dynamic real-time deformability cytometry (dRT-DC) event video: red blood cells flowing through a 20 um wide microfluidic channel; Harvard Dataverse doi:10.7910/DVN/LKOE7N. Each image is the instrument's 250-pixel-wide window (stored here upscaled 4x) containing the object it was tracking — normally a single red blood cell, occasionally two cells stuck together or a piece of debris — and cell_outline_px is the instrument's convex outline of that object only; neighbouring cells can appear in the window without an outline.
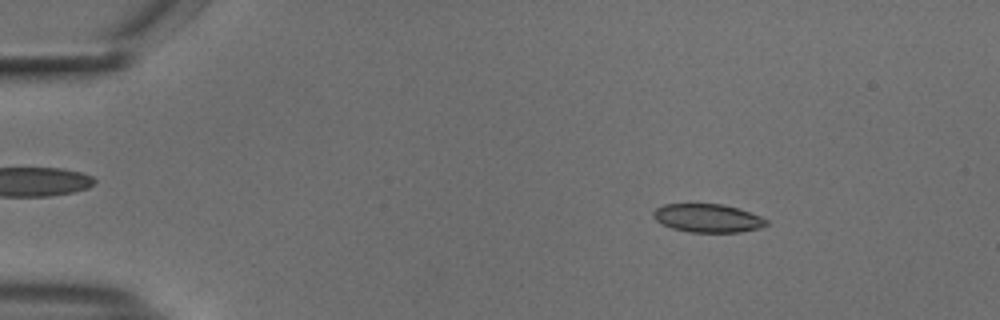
{"species": "common noctule bat (a hibernating species)", "species_latin": "Nyctalus noctula", "temperature_condition": "cold", "stored_images_in_passage": 54, "camera_frame_rate_fps": 3000, "um_per_image_px": 0.085, "animal": {"sex": "male", "body_mass_g": 18.8}, "frame": {"image": 1, "passage_image": 8, "time_ms": 2.333, "image_size_px": [1000, 320], "cell_outline_px": [[768, 224], [760, 228], [740, 232], [692, 232], [672, 228], [656, 220], [652, 216], [652, 212], [656, 208], [664, 204], [724, 204], [760, 216], [768, 220]], "centroid_in_image_um": [60.15, 18.54], "position_along_channel_um": 24.8, "area_um2": 18.55}}
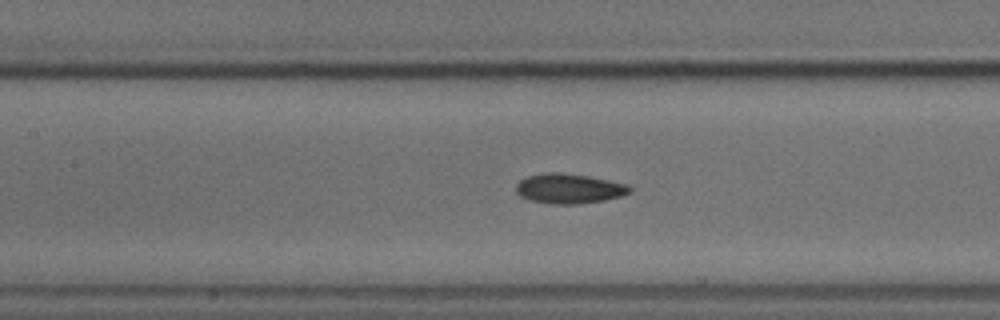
{"frame": {"image": 2, "passage_image": 25, "time_ms": 8.0, "image_size_px": [1000, 320], "cell_outline_px": [[632, 192], [620, 196], [604, 200], [576, 204], [552, 204], [528, 200], [520, 196], [516, 192], [516, 184], [520, 180], [528, 176], [544, 172], [560, 172], [588, 176], [608, 180], [624, 184], [632, 188]], "centroid_in_image_um": [48.33, 16.03], "position_along_channel_um": 159.1, "area_um2": 19.77}}
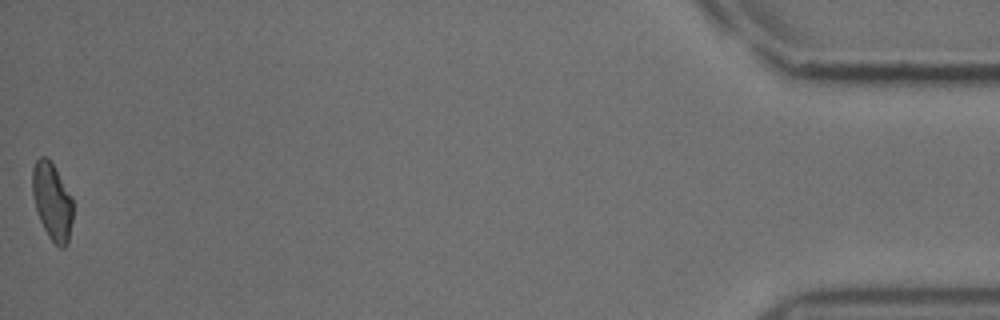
{"frame": {"image": 3, "passage_image": 54, "time_ms": 17.667, "image_size_px": [1000, 320], "cell_outline_px": [[72, 220], [68, 244], [64, 248], [60, 248], [48, 236], [40, 220], [36, 208], [32, 192], [32, 168], [36, 160], [40, 156], [44, 156], [52, 164], [72, 196]], "centroid_in_image_um": [4.43, 17.14], "position_along_channel_um": 430.8, "area_um2": 18.03}, "authors_computed_cell_mechanics": {"area_um2": 19.2185, "velocity_mm_per_s": 3.7332, "shape_relaxation_time_tau1_ms": 3.2192, "shape_relaxation_time_tau2_ms": 2.8269, "deformation_change_tau1": 0.1182, "deformation_change_tau2": 0.065}}